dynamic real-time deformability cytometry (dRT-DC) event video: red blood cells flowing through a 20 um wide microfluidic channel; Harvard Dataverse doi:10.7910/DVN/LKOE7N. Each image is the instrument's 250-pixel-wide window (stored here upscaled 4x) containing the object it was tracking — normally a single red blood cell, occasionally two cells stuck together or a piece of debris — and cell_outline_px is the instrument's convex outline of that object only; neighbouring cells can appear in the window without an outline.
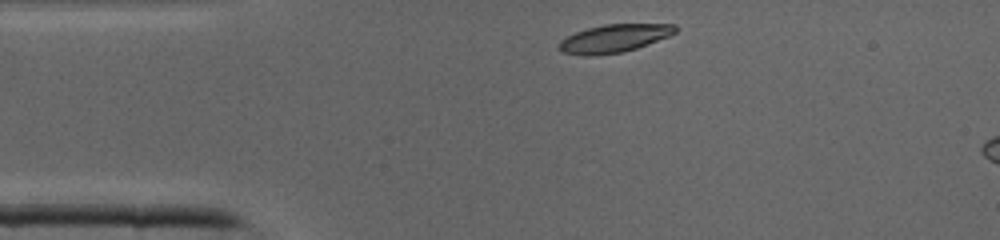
{"species": "common noctule bat (a hibernating species)", "species_latin": "Nyctalus noctula", "temperature_condition": "cold", "stored_images_in_passage": 5, "camera_frame_rate_fps": 3000, "um_per_image_px": 0.085, "animal": {"sex": "male", "body_mass_g": 19.0, "forearm_length_mm": 50.8}, "frame": {"image": 1, "passage_image": 1, "time_ms": 0.0, "image_size_px": [1000, 240], "cell_outline_px": [[676, 32], [668, 36], [636, 48], [620, 52], [588, 56], [584, 56], [560, 52], [560, 40], [576, 32], [588, 28], [604, 24], [676, 24]], "centroid_in_image_um": [52.18, 3.26], "position_along_channel_um": 32.8, "area_um2": 18.67}}